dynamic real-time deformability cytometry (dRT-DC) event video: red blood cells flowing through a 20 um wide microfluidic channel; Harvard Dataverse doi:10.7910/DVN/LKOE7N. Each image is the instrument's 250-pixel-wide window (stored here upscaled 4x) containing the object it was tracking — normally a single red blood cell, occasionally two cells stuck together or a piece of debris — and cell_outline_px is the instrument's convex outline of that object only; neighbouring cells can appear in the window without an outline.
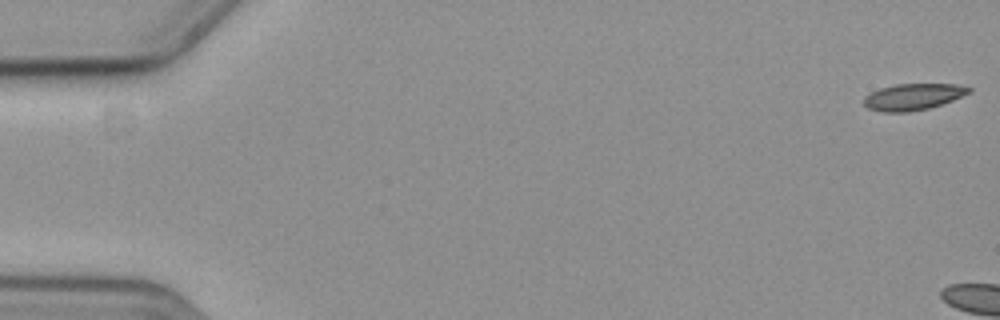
{"species": "common noctule bat (a hibernating species)", "species_latin": "Nyctalus noctula", "temperature_condition": "cold", "stored_images_in_passage": 5, "camera_frame_rate_fps": 3000, "um_per_image_px": 0.085, "animal": {"sex": "female", "body_mass_g": 19.3, "forearm_length_mm": 54.1}, "frame": {"image": 1, "passage_image": 1, "time_ms": 0.0, "image_size_px": [1000, 320], "cell_outline_px": [[972, 92], [952, 100], [928, 108], [908, 112], [880, 112], [868, 108], [864, 104], [864, 96], [880, 88], [896, 84], [956, 84], [972, 88]], "centroid_in_image_um": [77.6, 8.23], "position_along_channel_um": 7.4, "area_um2": 16.13}}